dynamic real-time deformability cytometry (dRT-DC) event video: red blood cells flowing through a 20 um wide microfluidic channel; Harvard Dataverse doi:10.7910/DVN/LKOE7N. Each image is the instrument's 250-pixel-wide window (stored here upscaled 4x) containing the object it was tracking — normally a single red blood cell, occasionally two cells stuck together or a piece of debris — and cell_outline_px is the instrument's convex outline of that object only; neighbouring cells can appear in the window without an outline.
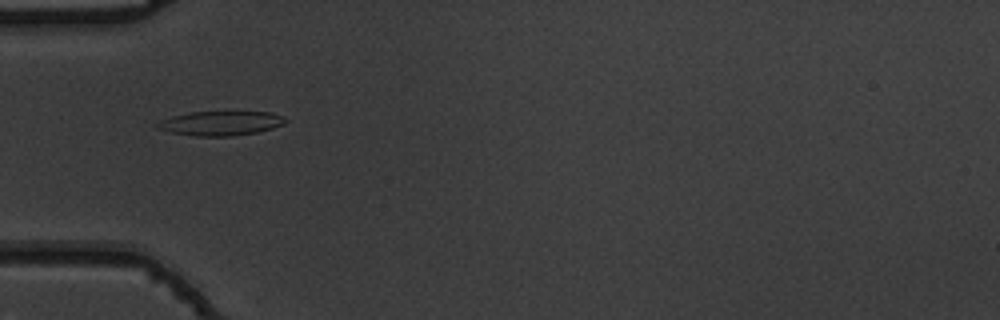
{"species": "common noctule bat (a hibernating species)", "species_latin": "Nyctalus noctula", "temperature_condition": "warm", "stored_images_in_passage": 6, "camera_frame_rate_fps": 3000, "um_per_image_px": 0.085, "animal": {"sex": "male", "body_mass_g": 19.5, "forearm_length_mm": 54.6}, "frame": {"image": 1, "passage_image": 3, "time_ms": 0.667, "image_size_px": [1000, 320], "cell_outline_px": [[288, 120], [284, 124], [272, 128], [256, 132], [232, 136], [192, 136], [172, 132], [156, 128], [152, 124], [160, 120], [172, 116], [188, 112], [268, 112], [284, 116]], "centroid_in_image_um": [18.71, 10.47], "position_along_channel_um": 66.3, "area_um2": 18.26}}